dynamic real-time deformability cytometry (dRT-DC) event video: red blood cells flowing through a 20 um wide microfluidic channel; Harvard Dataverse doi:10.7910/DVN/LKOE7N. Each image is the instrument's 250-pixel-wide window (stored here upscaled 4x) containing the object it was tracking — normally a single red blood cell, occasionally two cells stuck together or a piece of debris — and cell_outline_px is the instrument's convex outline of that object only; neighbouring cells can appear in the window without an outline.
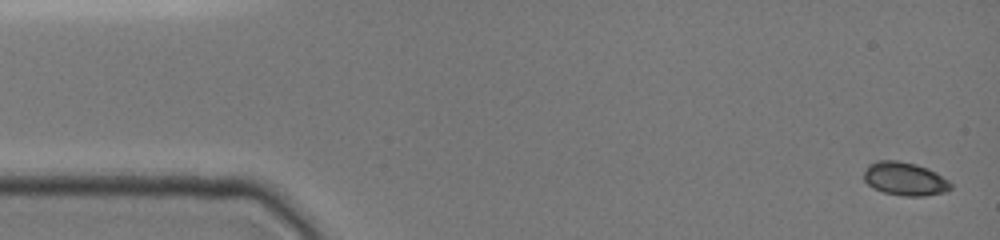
{"species": "common noctule bat (a hibernating species)", "species_latin": "Nyctalus noctula", "temperature_condition": "cold", "stored_images_in_passage": 6, "camera_frame_rate_fps": 3000, "um_per_image_px": 0.085, "animal": {"sex": "female", "body_mass_g": 19.0, "forearm_length_mm": 51.5}, "frame": {"image": 1, "passage_image": 1, "time_ms": 0.0, "image_size_px": [1000, 240], "cell_outline_px": [[952, 188], [948, 192], [924, 196], [904, 196], [884, 192], [872, 188], [864, 180], [864, 172], [868, 164], [876, 160], [896, 160], [916, 164], [928, 168], [936, 172], [948, 180], [952, 184]], "centroid_in_image_um": [76.92, 15.2], "position_along_channel_um": 8.1, "area_um2": 17.11}}
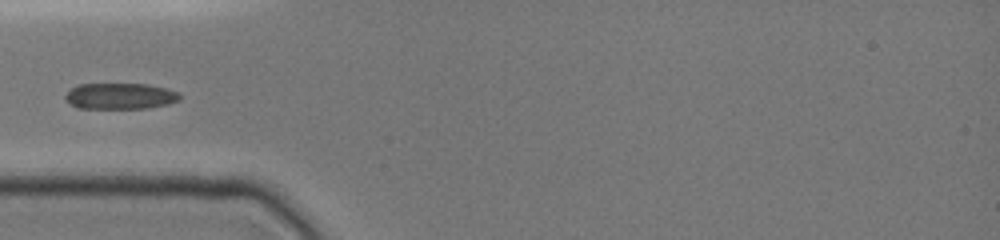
{"frame": {"image": 2, "passage_image": 5, "time_ms": 4.667, "image_size_px": [1000, 240], "cell_outline_px": [[180, 100], [168, 104], [148, 108], [80, 108], [64, 100], [64, 96], [76, 84], [148, 84], [164, 88], [176, 92], [180, 96]], "centroid_in_image_um": [10.19, 8.17], "position_along_channel_um": 74.8, "area_um2": 17.28}}
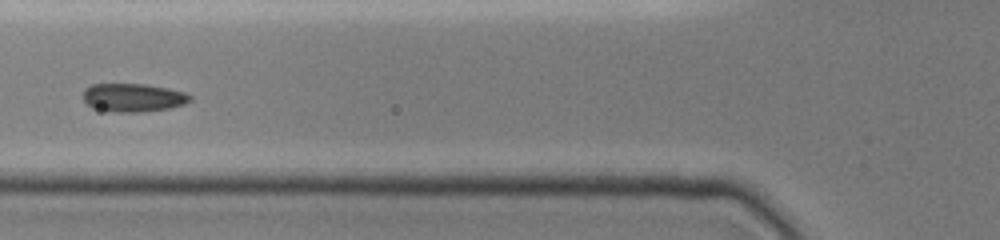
{"frame": {"image": 3, "passage_image": 6, "time_ms": 5.667, "image_size_px": [1000, 240], "cell_outline_px": [[192, 100], [184, 104], [168, 108], [140, 112], [116, 112], [92, 108], [84, 100], [84, 88], [92, 84], [144, 84], [168, 88], [184, 92], [192, 96]], "centroid_in_image_um": [11.32, 8.29], "position_along_channel_um": 114.5, "area_um2": 17.63}}